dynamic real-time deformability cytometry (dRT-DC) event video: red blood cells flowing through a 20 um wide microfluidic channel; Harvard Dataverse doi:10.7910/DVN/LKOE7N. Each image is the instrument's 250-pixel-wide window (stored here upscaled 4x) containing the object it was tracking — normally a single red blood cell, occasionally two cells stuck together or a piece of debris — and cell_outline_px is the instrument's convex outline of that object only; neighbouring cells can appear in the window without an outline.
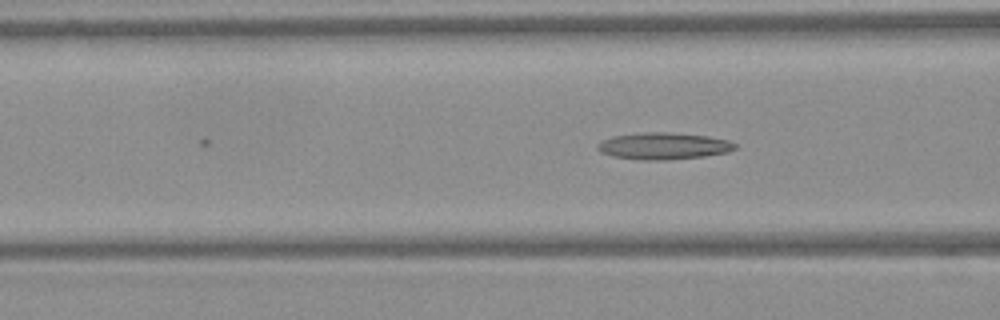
{"species": "Egyptian fruit bat (a non-hibernating species)", "species_latin": "Rousettus aegyptiacus", "temperature_condition": "warm", "stored_images_in_passage": 19, "camera_frame_rate_fps": 3000, "um_per_image_px": 0.085, "frame": {"image": 1, "passage_image": 19, "time_ms": 6.0, "image_size_px": [1000, 320], "cell_outline_px": [[736, 148], [728, 152], [704, 156], [668, 160], [640, 160], [612, 156], [600, 152], [596, 148], [596, 144], [612, 136], [640, 132], [668, 132], [708, 136], [728, 140], [736, 144]], "centroid_in_image_um": [56.37, 12.41], "position_along_channel_um": 110.2, "area_um2": 21.62}}